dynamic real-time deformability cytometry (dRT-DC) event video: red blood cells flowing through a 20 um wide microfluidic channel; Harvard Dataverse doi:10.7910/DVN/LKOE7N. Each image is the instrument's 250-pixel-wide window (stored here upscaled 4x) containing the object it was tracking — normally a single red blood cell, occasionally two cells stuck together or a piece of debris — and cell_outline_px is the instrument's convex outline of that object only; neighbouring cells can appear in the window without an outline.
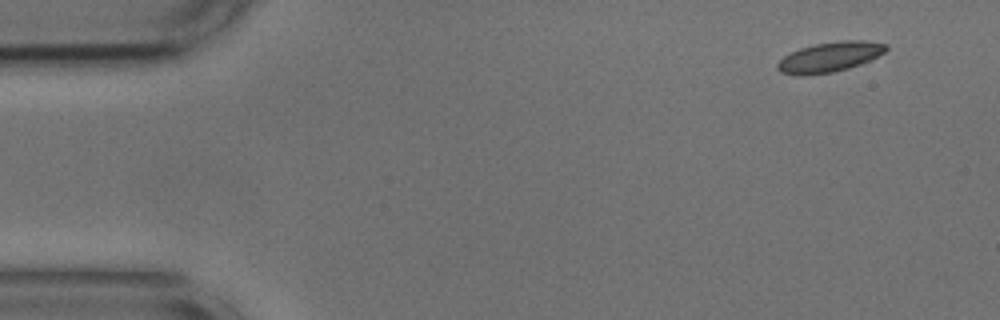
{"species": "common noctule bat (a hibernating species)", "species_latin": "Nyctalus noctula", "temperature_condition": "cold", "stored_images_in_passage": 5, "camera_frame_rate_fps": 3000, "um_per_image_px": 0.085, "animal": {"sex": "male", "body_mass_g": 17.9, "forearm_length_mm": 54.2}, "frame": {"image": 1, "passage_image": 1, "time_ms": 0.0, "image_size_px": [1000, 320], "cell_outline_px": [[888, 48], [884, 52], [872, 60], [848, 68], [832, 72], [804, 76], [796, 76], [780, 72], [776, 68], [776, 64], [784, 56], [800, 48], [812, 44], [840, 40], [864, 40], [888, 44]], "centroid_in_image_um": [70.52, 4.84], "position_along_channel_um": 14.5, "area_um2": 19.25}}
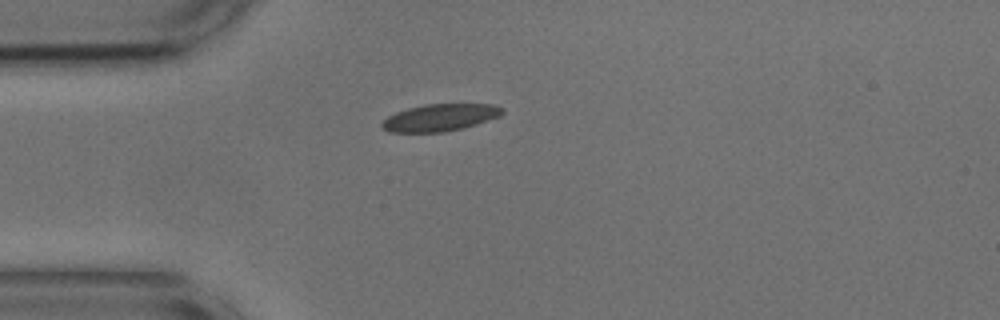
{"frame": {"image": 2, "passage_image": 4, "time_ms": 1.0, "image_size_px": [1000, 320], "cell_outline_px": [[504, 112], [500, 116], [464, 128], [444, 132], [388, 132], [380, 128], [380, 124], [388, 116], [396, 112], [408, 108], [424, 104], [496, 104], [504, 108]], "centroid_in_image_um": [37.4, 9.99], "position_along_channel_um": 47.6, "area_um2": 19.19}}